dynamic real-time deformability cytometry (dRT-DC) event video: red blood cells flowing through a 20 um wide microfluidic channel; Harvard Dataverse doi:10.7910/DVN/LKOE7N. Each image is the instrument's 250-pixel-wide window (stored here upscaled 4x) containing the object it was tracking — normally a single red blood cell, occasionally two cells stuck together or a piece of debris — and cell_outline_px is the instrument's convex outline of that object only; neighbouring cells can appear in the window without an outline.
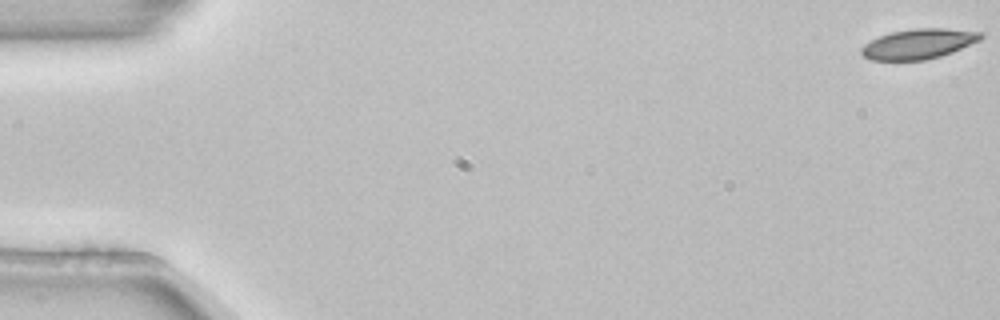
{"species": "common noctule bat (a hibernating species)", "species_latin": "Nyctalus noctula", "temperature_condition": "room temperature", "stored_images_in_passage": 5, "camera_frame_rate_fps": 3000, "um_per_image_px": 0.085, "animal": {"sex": "female", "body_mass_g": 22.7, "forearm_length_mm": 54.2}, "frame": {"image": 1, "passage_image": 1, "time_ms": 0.0, "image_size_px": [1000, 320], "cell_outline_px": [[984, 36], [980, 40], [952, 52], [940, 56], [924, 60], [872, 60], [864, 56], [860, 52], [860, 48], [864, 44], [880, 36], [892, 32], [916, 28], [944, 28], [984, 32]], "centroid_in_image_um": [78.1, 3.72], "position_along_channel_um": 6.9, "area_um2": 20.81}}
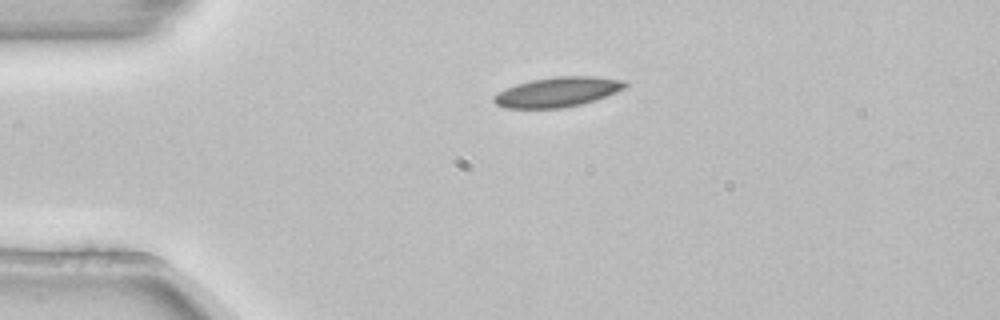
{"frame": {"image": 2, "passage_image": 4, "time_ms": 1.0, "image_size_px": [1000, 320], "cell_outline_px": [[628, 84], [624, 88], [616, 92], [580, 104], [560, 108], [504, 108], [496, 104], [492, 100], [492, 96], [496, 92], [516, 84], [532, 80], [556, 76], [592, 76], [624, 80]], "centroid_in_image_um": [47.33, 7.81], "position_along_channel_um": 37.7, "area_um2": 22.66}}